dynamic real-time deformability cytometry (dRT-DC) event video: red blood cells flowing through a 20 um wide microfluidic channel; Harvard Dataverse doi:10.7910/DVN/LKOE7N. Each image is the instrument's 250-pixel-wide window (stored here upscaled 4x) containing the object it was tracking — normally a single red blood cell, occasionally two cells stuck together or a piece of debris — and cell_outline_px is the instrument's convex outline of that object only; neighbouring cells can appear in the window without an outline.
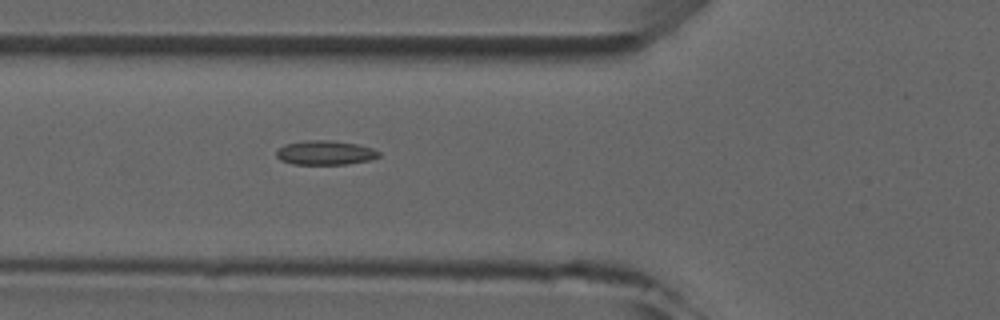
{"species": "common noctule bat (a hibernating species)", "species_latin": "Nyctalus noctula", "temperature_condition": "room temperature", "stored_images_in_passage": 3, "camera_frame_rate_fps": 3000, "um_per_image_px": 0.085, "animal": {"sex": "male", "forearm_length_mm": 52.5}, "frame": {"image": 1, "passage_image": 3, "time_ms": 2.333, "image_size_px": [1000, 320], "cell_outline_px": [[380, 156], [368, 160], [348, 164], [292, 164], [280, 160], [276, 156], [276, 152], [284, 144], [304, 140], [332, 140], [356, 144], [372, 148], [380, 152]], "centroid_in_image_um": [27.62, 12.98], "position_along_channel_um": 98.2, "area_um2": 14.51}}